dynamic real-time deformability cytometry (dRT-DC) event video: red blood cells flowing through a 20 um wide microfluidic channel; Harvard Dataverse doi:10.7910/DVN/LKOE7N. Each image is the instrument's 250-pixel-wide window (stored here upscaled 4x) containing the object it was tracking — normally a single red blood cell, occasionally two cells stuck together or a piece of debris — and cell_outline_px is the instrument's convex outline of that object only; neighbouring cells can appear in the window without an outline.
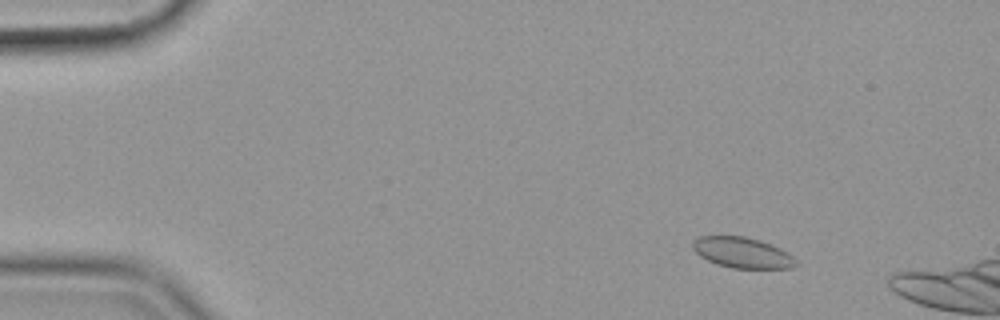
{"species": "common noctule bat (a hibernating species)", "species_latin": "Nyctalus noctula", "temperature_condition": "cold", "stored_images_in_passage": 56, "camera_frame_rate_fps": 3000, "um_per_image_px": 0.085, "animal": {"sex": "female", "body_mass_g": 19.9}, "frame": {"image": 1, "passage_image": 8, "time_ms": 2.333, "image_size_px": [1000, 320], "cell_outline_px": [[800, 264], [792, 268], [732, 268], [716, 264], [700, 256], [692, 248], [692, 240], [700, 236], [744, 236], [760, 240], [780, 248], [792, 256]], "centroid_in_image_um": [63.09, 21.47], "position_along_channel_um": 21.9, "area_um2": 18.5}}
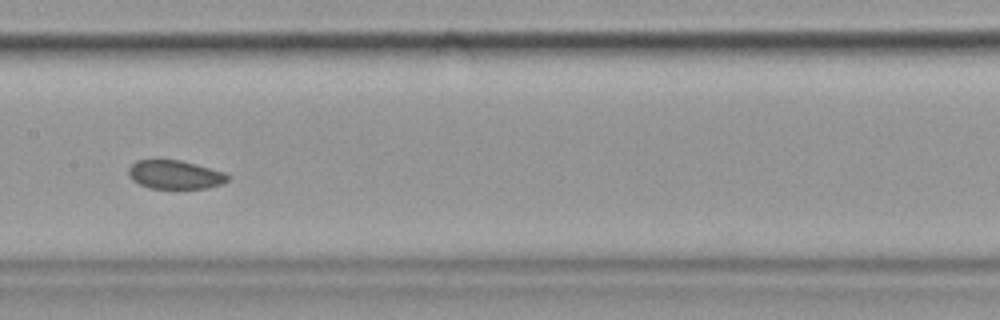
{"frame": {"image": 2, "passage_image": 30, "time_ms": 9.667, "image_size_px": [1000, 320], "cell_outline_px": [[228, 180], [224, 184], [208, 188], [148, 188], [132, 180], [128, 172], [128, 168], [136, 160], [180, 160], [196, 164], [224, 172], [228, 176]], "centroid_in_image_um": [14.88, 14.85], "position_along_channel_um": 192.5, "area_um2": 16.53}}
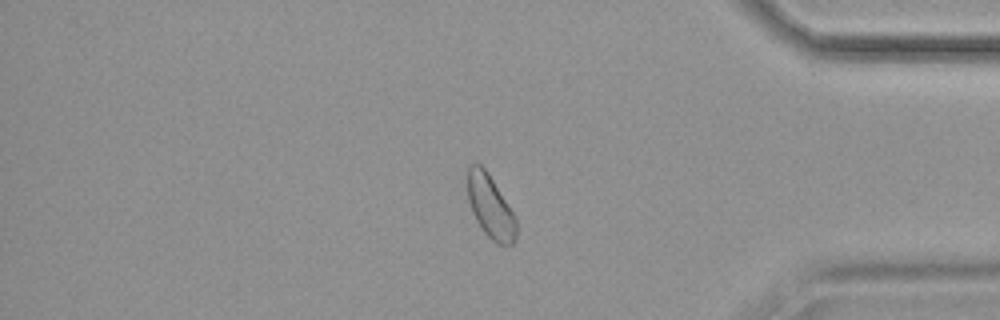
{"frame": {"image": 3, "passage_image": 49, "time_ms": 16.0, "image_size_px": [1000, 320], "cell_outline_px": [[516, 236], [512, 244], [496, 244], [484, 232], [476, 220], [472, 212], [468, 200], [468, 168], [472, 164], [480, 164], [488, 172], [516, 216]], "centroid_in_image_um": [41.69, 17.57], "position_along_channel_um": 393.5, "area_um2": 17.8}}